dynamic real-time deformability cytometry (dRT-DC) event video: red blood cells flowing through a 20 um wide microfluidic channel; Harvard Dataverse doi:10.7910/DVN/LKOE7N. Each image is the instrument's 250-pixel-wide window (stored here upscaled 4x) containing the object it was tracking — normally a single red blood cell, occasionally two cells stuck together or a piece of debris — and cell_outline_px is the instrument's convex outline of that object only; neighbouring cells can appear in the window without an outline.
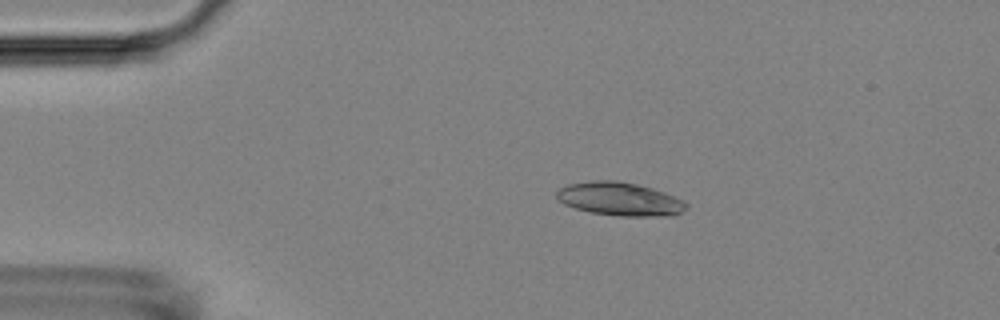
{"species": "Egyptian fruit bat (a non-hibernating species)", "species_latin": "Rousettus aegyptiacus", "temperature_condition": "room temperature", "stored_images_in_passage": 17, "camera_frame_rate_fps": 3000, "um_per_image_px": 0.085, "animal": {"sex": "female"}, "frame": {"image": 1, "passage_image": 7, "time_ms": 2.0, "image_size_px": [1000, 320], "cell_outline_px": [[688, 208], [672, 216], [620, 216], [592, 212], [576, 208], [564, 204], [556, 200], [556, 192], [560, 188], [568, 184], [592, 180], [616, 180], [636, 184], [652, 188], [664, 192], [688, 204]], "centroid_in_image_um": [52.65, 16.91], "position_along_channel_um": 32.3, "area_um2": 25.14}}
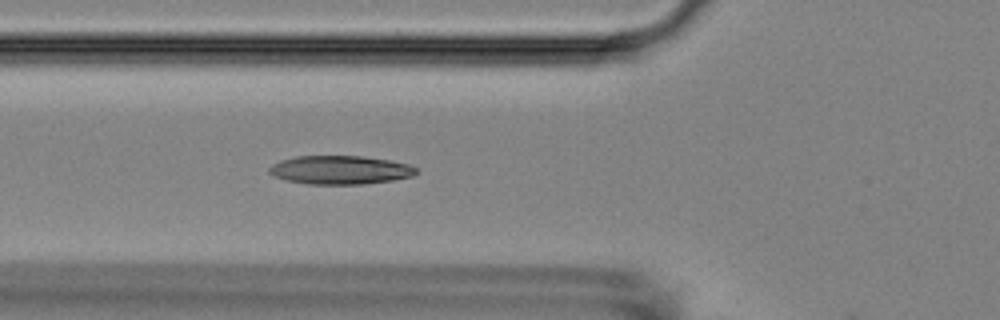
{"frame": {"image": 2, "passage_image": 16, "time_ms": 5.0, "image_size_px": [1000, 320], "cell_outline_px": [[416, 172], [412, 176], [392, 180], [364, 184], [308, 184], [288, 180], [272, 176], [268, 172], [268, 168], [272, 164], [280, 160], [296, 156], [364, 156], [388, 160], [408, 164], [416, 168]], "centroid_in_image_um": [28.87, 14.44], "position_along_channel_um": 96.9, "area_um2": 24.45}}